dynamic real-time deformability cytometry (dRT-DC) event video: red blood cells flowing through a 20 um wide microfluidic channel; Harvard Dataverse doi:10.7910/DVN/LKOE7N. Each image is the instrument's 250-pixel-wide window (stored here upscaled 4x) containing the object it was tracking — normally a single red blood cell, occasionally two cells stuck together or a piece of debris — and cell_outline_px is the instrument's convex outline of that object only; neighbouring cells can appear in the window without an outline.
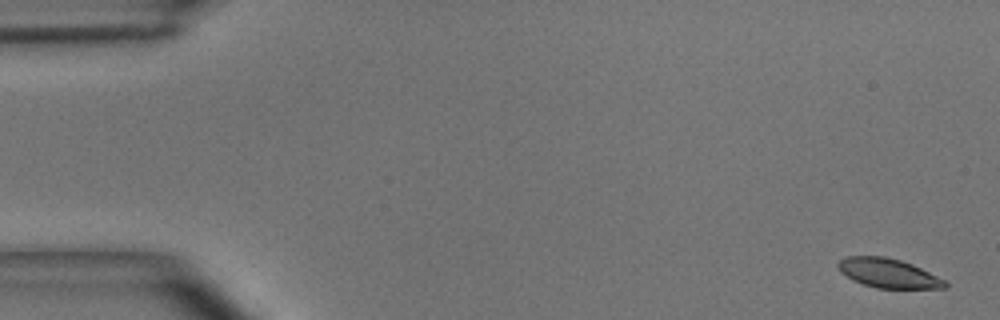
{"species": "common noctule bat (a hibernating species)", "species_latin": "Nyctalus noctula", "temperature_condition": "room temperature", "stored_images_in_passage": 50, "camera_frame_rate_fps": 3000, "um_per_image_px": 0.085, "animal": {"sex": "male", "body_mass_g": 15.6}, "frame": {"image": 1, "passage_image": 1, "time_ms": 0.0, "image_size_px": [1000, 320], "cell_outline_px": [[948, 288], [876, 288], [852, 280], [840, 272], [836, 264], [840, 260], [848, 256], [884, 256], [900, 260], [912, 264], [944, 280], [948, 284]], "centroid_in_image_um": [75.47, 23.22], "position_along_channel_um": 9.5, "area_um2": 18.09}}
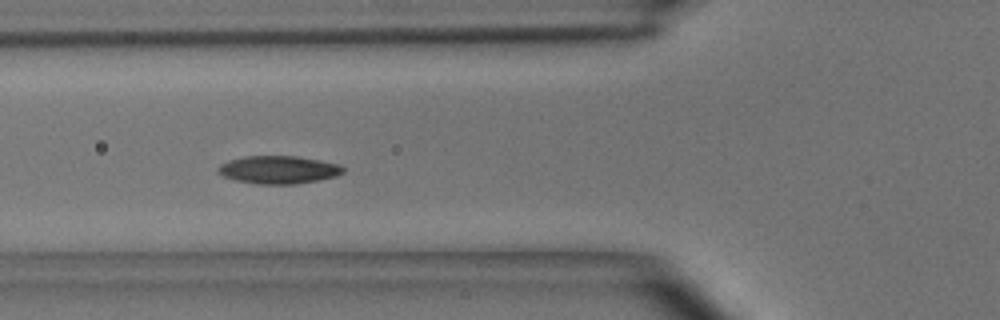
{"frame": {"image": 2, "passage_image": 18, "time_ms": 5.667, "image_size_px": [1000, 320], "cell_outline_px": [[344, 172], [336, 176], [296, 184], [256, 184], [236, 180], [224, 176], [216, 172], [216, 168], [220, 164], [228, 160], [244, 156], [296, 156], [320, 160], [340, 164], [344, 168]], "centroid_in_image_um": [23.64, 14.42], "position_along_channel_um": 102.2, "area_um2": 20.4}}
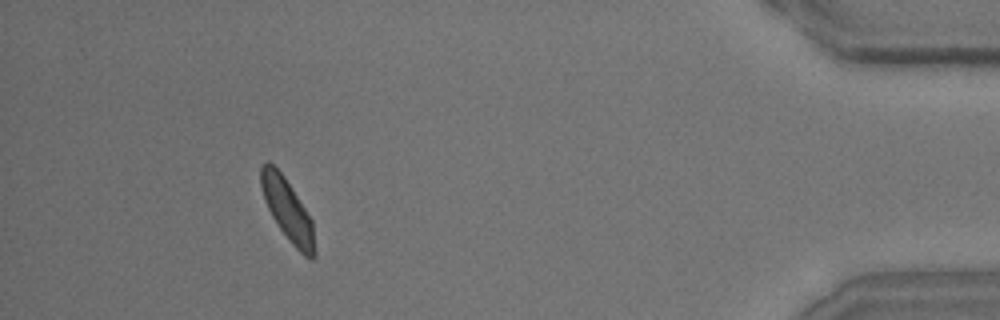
{"frame": {"image": 3, "passage_image": 46, "time_ms": 15.0, "image_size_px": [1000, 320], "cell_outline_px": [[316, 256], [312, 260], [304, 256], [292, 244], [280, 228], [272, 216], [264, 200], [260, 184], [260, 168], [268, 160], [284, 176], [292, 188], [312, 220], [316, 252]], "centroid_in_image_um": [24.45, 17.86], "position_along_channel_um": 410.8, "area_um2": 19.19}, "authors_computed_cell_mechanics": {"area_um2": 19.5942, "velocity_mm_per_s": 3.9379, "shape_relaxation_time_tau1_ms": 2.3427, "shape_relaxation_time_tau2_ms": 2.3717, "deformation_change_tau1": 0.1205, "deformation_change_tau2": 0.0692}}